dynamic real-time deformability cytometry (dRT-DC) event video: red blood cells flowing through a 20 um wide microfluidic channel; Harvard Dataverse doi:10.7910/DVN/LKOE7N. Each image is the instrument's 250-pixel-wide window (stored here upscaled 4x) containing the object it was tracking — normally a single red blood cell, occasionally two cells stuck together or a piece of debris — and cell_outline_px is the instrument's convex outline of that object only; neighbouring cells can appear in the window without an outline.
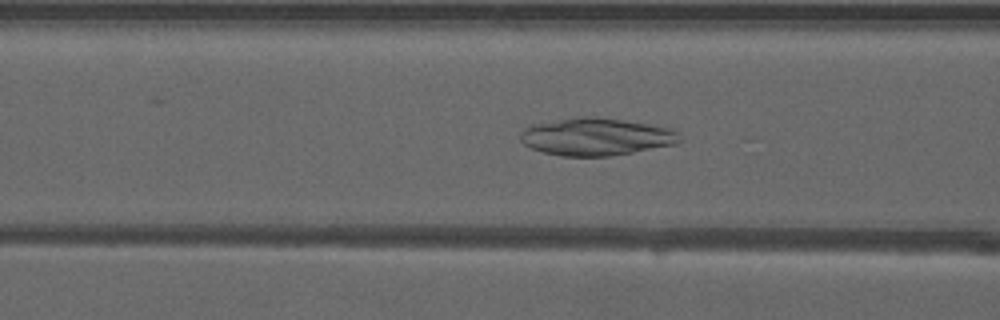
{"species": "common noctule bat (a hibernating species)", "species_latin": "Nyctalus noctula", "temperature_condition": "warm", "stored_images_in_passage": 36, "camera_frame_rate_fps": 3000, "um_per_image_px": 0.085, "animal": {"sex": "male", "forearm_length_mm": 52.5}, "frame": {"image": 1, "passage_image": 5, "time_ms": 1.333, "image_size_px": [1000, 320], "cell_outline_px": [[680, 140], [676, 144], [632, 152], [608, 156], [560, 156], [544, 152], [532, 148], [524, 144], [520, 140], [520, 132], [524, 128], [532, 124], [588, 116], [620, 120], [648, 124], [672, 128], [680, 132]], "centroid_in_image_um": [50.68, 11.63], "position_along_channel_um": 115.9, "area_um2": 34.39}}
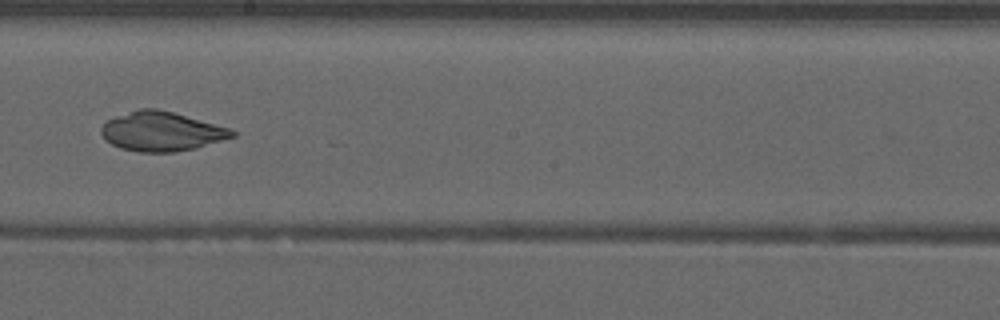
{"frame": {"image": 2, "passage_image": 14, "time_ms": 4.333, "image_size_px": [1000, 320], "cell_outline_px": [[240, 132], [236, 136], [196, 148], [176, 152], [140, 152], [120, 148], [112, 144], [100, 132], [100, 128], [108, 120], [116, 116], [140, 108], [156, 108], [172, 112], [232, 128]], "centroid_in_image_um": [13.79, 11.17], "position_along_channel_um": 234.4, "area_um2": 30.06}}
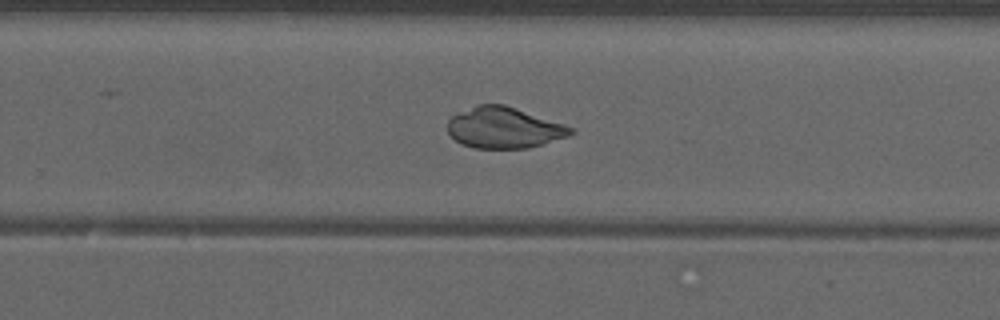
{"frame": {"image": 3, "passage_image": 18, "time_ms": 5.667, "image_size_px": [1000, 320], "cell_outline_px": [[576, 132], [568, 136], [528, 148], [472, 148], [460, 144], [448, 132], [448, 120], [452, 116], [460, 112], [480, 104], [504, 104], [576, 128]], "centroid_in_image_um": [42.86, 10.86], "position_along_channel_um": 286.9, "area_um2": 29.3}}